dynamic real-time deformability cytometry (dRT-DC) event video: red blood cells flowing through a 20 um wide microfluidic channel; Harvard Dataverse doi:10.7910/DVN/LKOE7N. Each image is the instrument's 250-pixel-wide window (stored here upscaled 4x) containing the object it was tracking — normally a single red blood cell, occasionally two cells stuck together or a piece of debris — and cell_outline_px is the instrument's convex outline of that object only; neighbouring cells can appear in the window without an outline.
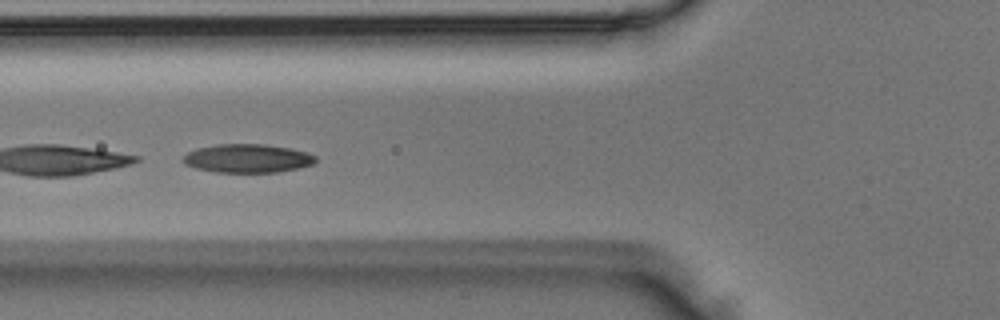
{"species": "Egyptian fruit bat (a non-hibernating species)", "species_latin": "Rousettus aegyptiacus", "temperature_condition": "room temperature", "stored_images_in_passage": 5, "camera_frame_rate_fps": 3000, "um_per_image_px": 0.085, "animal": {"sex": "male"}, "frame": {"image": 1, "passage_image": 4, "time_ms": 1.0, "image_size_px": [1000, 320], "cell_outline_px": [[316, 160], [312, 164], [296, 168], [276, 172], [216, 172], [196, 168], [184, 164], [180, 160], [188, 152], [196, 148], [216, 144], [264, 144], [288, 148], [308, 152], [316, 156]], "centroid_in_image_um": [20.99, 13.45], "position_along_channel_um": 104.8, "area_um2": 22.02}}